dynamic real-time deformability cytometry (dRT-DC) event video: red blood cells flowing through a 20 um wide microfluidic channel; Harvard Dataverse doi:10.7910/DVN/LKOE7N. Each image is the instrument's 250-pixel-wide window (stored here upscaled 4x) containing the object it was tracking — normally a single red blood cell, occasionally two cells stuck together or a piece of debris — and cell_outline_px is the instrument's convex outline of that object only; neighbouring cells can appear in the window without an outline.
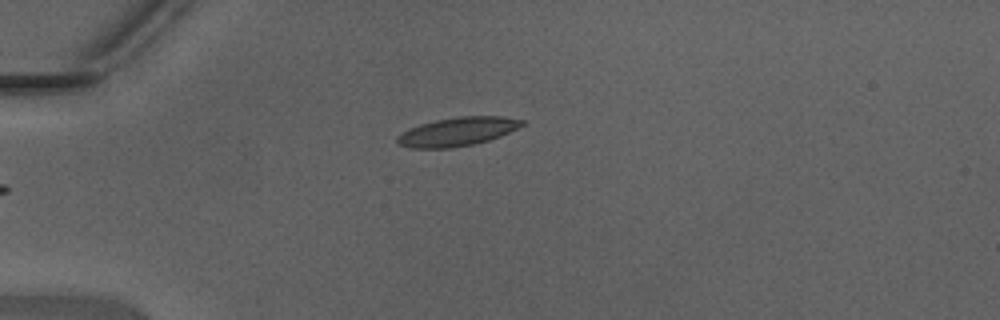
{"species": "Egyptian fruit bat (a non-hibernating species)", "species_latin": "Rousettus aegyptiacus", "temperature_condition": "warm", "stored_images_in_passage": 31, "camera_frame_rate_fps": 3000, "um_per_image_px": 0.085, "animal": {"sex": "male"}, "frame": {"image": 1, "passage_image": 1, "time_ms": 0.0, "image_size_px": [1000, 320], "cell_outline_px": [[524, 124], [500, 136], [488, 140], [472, 144], [452, 148], [408, 148], [400, 144], [396, 140], [396, 136], [420, 124], [436, 120], [460, 116], [500, 116], [524, 120]], "centroid_in_image_um": [38.87, 11.19], "position_along_channel_um": 46.1, "area_um2": 20.52}}
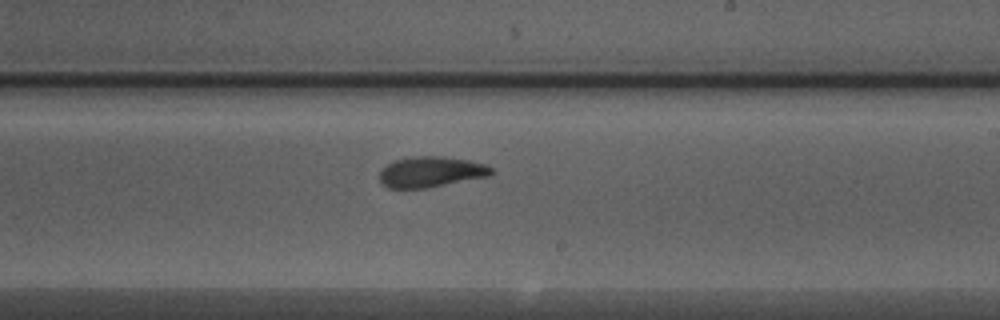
{"frame": {"image": 2, "passage_image": 17, "time_ms": 5.333, "image_size_px": [1000, 320], "cell_outline_px": [[496, 172], [488, 176], [428, 188], [388, 188], [380, 180], [380, 172], [392, 160], [416, 156], [440, 156], [468, 160], [484, 164], [492, 168]], "centroid_in_image_um": [36.64, 14.61], "position_along_channel_um": 252.4, "area_um2": 19.88}}
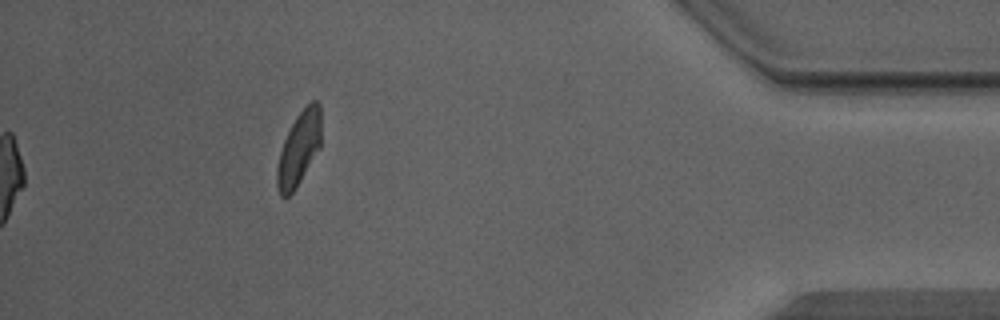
{"frame": {"image": 3, "passage_image": 31, "time_ms": 10.0, "image_size_px": [1000, 320], "cell_outline_px": [[320, 148], [296, 188], [284, 200], [280, 196], [276, 184], [276, 168], [280, 152], [284, 140], [296, 116], [312, 100], [316, 100], [320, 104]], "centroid_in_image_um": [25.39, 12.67], "position_along_channel_um": 409.8, "area_um2": 18.9}, "authors_computed_cell_mechanics": {"area_um2": 19.8832, "velocity_mm_per_s": 4.4045, "shape_relaxation_time_tau1_ms": 3.9785, "shape_relaxation_time_tau2_ms": 1.2614, "deformation_change_tau1": 0.1648, "deformation_change_tau2": 0.0859}}